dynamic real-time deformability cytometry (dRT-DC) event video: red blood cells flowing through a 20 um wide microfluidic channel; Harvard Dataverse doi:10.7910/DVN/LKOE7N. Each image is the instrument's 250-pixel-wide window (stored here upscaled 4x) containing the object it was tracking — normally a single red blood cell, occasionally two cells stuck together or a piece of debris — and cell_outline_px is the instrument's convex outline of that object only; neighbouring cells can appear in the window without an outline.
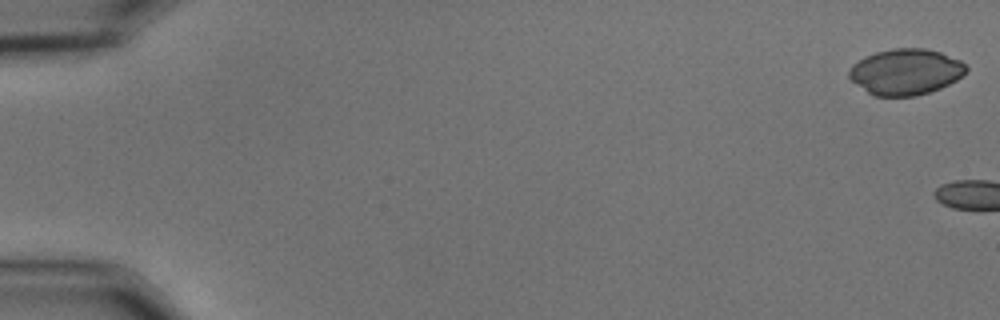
{"species": "common noctule bat (a hibernating species)", "species_latin": "Nyctalus noctula", "temperature_condition": "cold", "stored_images_in_passage": 4, "camera_frame_rate_fps": 3000, "um_per_image_px": 0.085, "animal": {"sex": "male", "body_mass_g": 15.6}, "frame": {"image": 1, "passage_image": 1, "time_ms": 0.0, "image_size_px": [1000, 320], "cell_outline_px": [[968, 68], [956, 80], [940, 88], [916, 96], [876, 96], [868, 92], [856, 84], [848, 76], [848, 72], [852, 64], [864, 56], [876, 52], [892, 48], [924, 48], [940, 52], [960, 60]], "centroid_in_image_um": [76.95, 6.09], "position_along_channel_um": 8.1, "area_um2": 31.21}}